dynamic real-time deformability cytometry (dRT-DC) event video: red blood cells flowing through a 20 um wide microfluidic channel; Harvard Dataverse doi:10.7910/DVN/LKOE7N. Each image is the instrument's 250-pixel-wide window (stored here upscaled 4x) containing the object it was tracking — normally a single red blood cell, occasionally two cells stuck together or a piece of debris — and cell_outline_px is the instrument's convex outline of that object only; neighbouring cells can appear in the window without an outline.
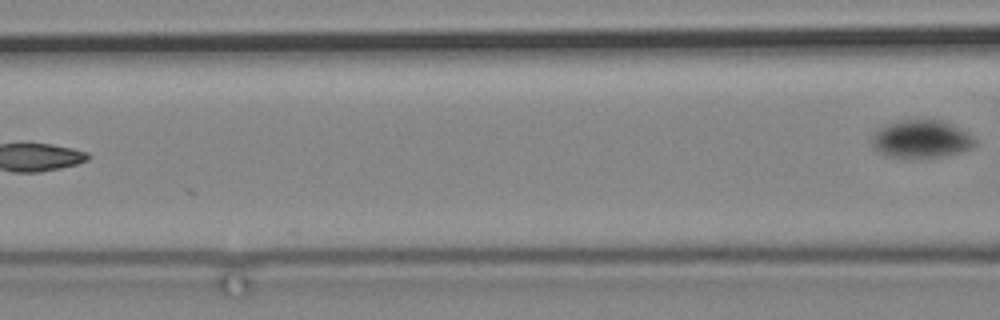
{"species": "common noctule bat (a hibernating species)", "species_latin": "Nyctalus noctula", "temperature_condition": "cold", "stored_images_in_passage": 11, "camera_frame_rate_fps": 3000, "um_per_image_px": 0.085, "animal": {"sex": "male", "body_mass_g": 19.2, "forearm_length_mm": 51.8}, "frame": {"image": 1, "passage_image": 11, "time_ms": 13.0, "image_size_px": [1000, 320], "cell_outline_px": [[976, 144], [972, 148], [960, 152], [940, 156], [888, 156], [880, 152], [872, 144], [872, 136], [884, 124], [900, 120], [940, 120], [952, 124], [968, 132], [976, 140]], "centroid_in_image_um": [78.34, 11.79], "position_along_channel_um": 88.3, "area_um2": 22.25}}